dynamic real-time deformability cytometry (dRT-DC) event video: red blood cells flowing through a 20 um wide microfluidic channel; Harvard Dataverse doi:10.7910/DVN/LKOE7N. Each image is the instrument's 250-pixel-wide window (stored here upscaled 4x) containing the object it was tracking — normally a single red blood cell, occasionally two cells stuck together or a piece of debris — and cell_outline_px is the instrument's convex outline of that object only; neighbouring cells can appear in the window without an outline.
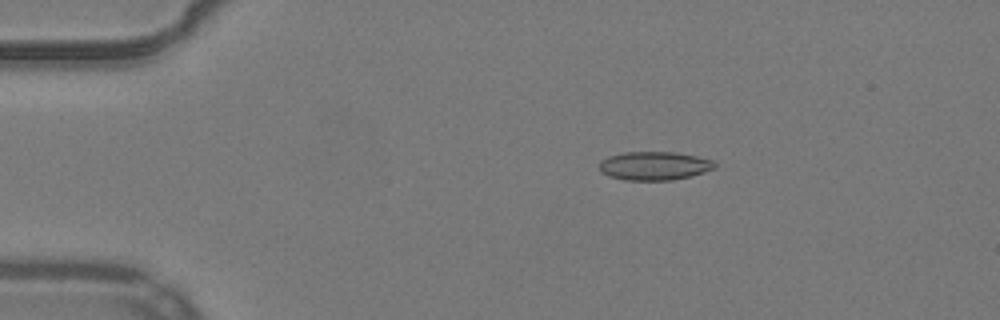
{"species": "common noctule bat (a hibernating species)", "species_latin": "Nyctalus noctula", "temperature_condition": "warm", "stored_images_in_passage": 53, "camera_frame_rate_fps": 3000, "um_per_image_px": 0.085, "animal": {"sex": "male", "body_mass_g": 19.2, "forearm_length_mm": 51.8}, "frame": {"image": 1, "passage_image": 10, "time_ms": 3.0, "image_size_px": [1000, 320], "cell_outline_px": [[716, 168], [692, 176], [672, 180], [624, 180], [608, 176], [600, 172], [600, 160], [608, 156], [620, 152], [676, 152], [696, 156], [712, 160], [716, 164]], "centroid_in_image_um": [55.6, 14.09], "position_along_channel_um": 29.4, "area_um2": 19.42}}
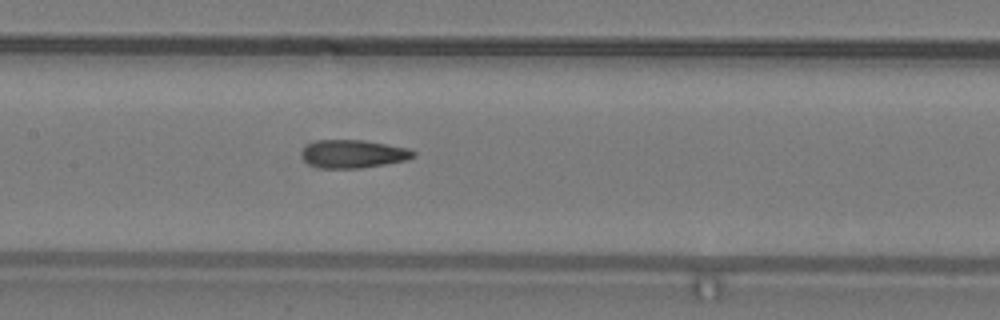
{"frame": {"image": 2, "passage_image": 26, "time_ms": 8.333, "image_size_px": [1000, 320], "cell_outline_px": [[416, 156], [408, 160], [360, 168], [320, 168], [308, 164], [304, 160], [300, 152], [308, 144], [316, 140], [364, 140], [408, 148], [416, 152]], "centroid_in_image_um": [30.03, 13.08], "position_along_channel_um": 177.4, "area_um2": 18.38}}
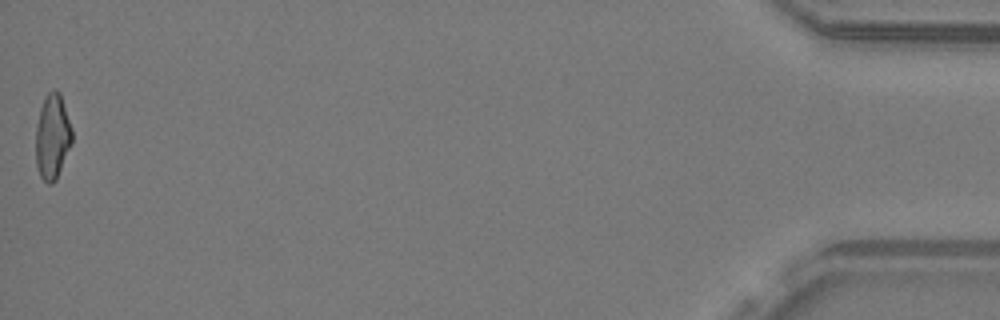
{"frame": {"image": 3, "passage_image": 53, "time_ms": 17.333, "image_size_px": [1000, 320], "cell_outline_px": [[72, 144], [56, 180], [52, 184], [48, 184], [40, 176], [36, 164], [36, 124], [40, 108], [44, 96], [52, 88], [56, 88], [60, 92], [72, 128]], "centroid_in_image_um": [4.46, 11.58], "position_along_channel_um": 430.7, "area_um2": 18.32}, "authors_computed_cell_mechanics": {"area_um2": 18.4382, "velocity_mm_per_s": 3.9133, "shape_relaxation_time_tau1_ms": null, "shape_relaxation_time_tau2_ms": 2.0952, "deformation_change_tau1": null, "deformation_change_tau2": 0.0991}}